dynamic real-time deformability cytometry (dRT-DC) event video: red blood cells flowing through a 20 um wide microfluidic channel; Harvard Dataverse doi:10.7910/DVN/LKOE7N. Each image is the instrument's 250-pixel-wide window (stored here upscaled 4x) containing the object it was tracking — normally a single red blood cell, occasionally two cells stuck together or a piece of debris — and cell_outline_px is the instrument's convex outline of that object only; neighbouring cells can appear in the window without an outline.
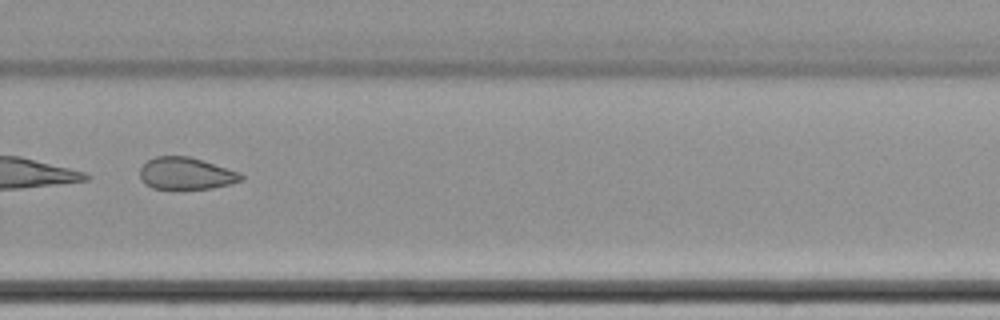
{"species": "common noctule bat (a hibernating species)", "species_latin": "Nyctalus noctula", "temperature_condition": "cold", "stored_images_in_passage": 62, "camera_frame_rate_fps": 3000, "um_per_image_px": 0.085, "animal": {"sex": "female", "body_mass_g": 22.7, "forearm_length_mm": 54.2}, "frame": {"image": 1, "passage_image": 45, "time_ms": 14.667, "image_size_px": [1000, 320], "cell_outline_px": [[244, 180], [212, 188], [152, 188], [144, 184], [140, 176], [140, 168], [148, 160], [156, 156], [188, 156], [240, 172], [244, 176]], "centroid_in_image_um": [15.81, 14.74], "position_along_channel_um": 314.0, "area_um2": 18.67}}